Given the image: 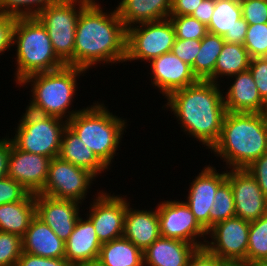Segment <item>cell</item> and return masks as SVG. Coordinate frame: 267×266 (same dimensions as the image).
I'll return each mask as SVG.
<instances>
[{"mask_svg":"<svg viewBox=\"0 0 267 266\" xmlns=\"http://www.w3.org/2000/svg\"><path fill=\"white\" fill-rule=\"evenodd\" d=\"M223 97L219 84L198 80L169 94L165 106L173 111L184 132L211 149L220 137L226 113Z\"/></svg>","mask_w":267,"mask_h":266,"instance_id":"2","label":"cell"},{"mask_svg":"<svg viewBox=\"0 0 267 266\" xmlns=\"http://www.w3.org/2000/svg\"><path fill=\"white\" fill-rule=\"evenodd\" d=\"M123 237L130 240L140 250L147 249L160 237V227L157 208L137 210L130 207L127 202L124 220Z\"/></svg>","mask_w":267,"mask_h":266,"instance_id":"22","label":"cell"},{"mask_svg":"<svg viewBox=\"0 0 267 266\" xmlns=\"http://www.w3.org/2000/svg\"><path fill=\"white\" fill-rule=\"evenodd\" d=\"M233 76L235 80L223 97L226 111L265 113L267 103L261 98L249 69Z\"/></svg>","mask_w":267,"mask_h":266,"instance_id":"20","label":"cell"},{"mask_svg":"<svg viewBox=\"0 0 267 266\" xmlns=\"http://www.w3.org/2000/svg\"><path fill=\"white\" fill-rule=\"evenodd\" d=\"M228 168L246 169L267 153V114L226 111L218 141L211 151Z\"/></svg>","mask_w":267,"mask_h":266,"instance_id":"3","label":"cell"},{"mask_svg":"<svg viewBox=\"0 0 267 266\" xmlns=\"http://www.w3.org/2000/svg\"><path fill=\"white\" fill-rule=\"evenodd\" d=\"M22 252L20 235L0 231V266H16Z\"/></svg>","mask_w":267,"mask_h":266,"instance_id":"36","label":"cell"},{"mask_svg":"<svg viewBox=\"0 0 267 266\" xmlns=\"http://www.w3.org/2000/svg\"><path fill=\"white\" fill-rule=\"evenodd\" d=\"M243 45L251 59L267 57V23L249 24Z\"/></svg>","mask_w":267,"mask_h":266,"instance_id":"34","label":"cell"},{"mask_svg":"<svg viewBox=\"0 0 267 266\" xmlns=\"http://www.w3.org/2000/svg\"><path fill=\"white\" fill-rule=\"evenodd\" d=\"M17 44L16 74L19 85L27 76L65 66L57 57L46 28L36 17H17L13 45Z\"/></svg>","mask_w":267,"mask_h":266,"instance_id":"5","label":"cell"},{"mask_svg":"<svg viewBox=\"0 0 267 266\" xmlns=\"http://www.w3.org/2000/svg\"><path fill=\"white\" fill-rule=\"evenodd\" d=\"M248 25L242 17L240 0H215L207 31L223 37L225 42L243 45Z\"/></svg>","mask_w":267,"mask_h":266,"instance_id":"19","label":"cell"},{"mask_svg":"<svg viewBox=\"0 0 267 266\" xmlns=\"http://www.w3.org/2000/svg\"><path fill=\"white\" fill-rule=\"evenodd\" d=\"M250 61L244 45L225 42L214 68V83L219 84L218 78L221 76L234 78L233 75L248 70Z\"/></svg>","mask_w":267,"mask_h":266,"instance_id":"30","label":"cell"},{"mask_svg":"<svg viewBox=\"0 0 267 266\" xmlns=\"http://www.w3.org/2000/svg\"><path fill=\"white\" fill-rule=\"evenodd\" d=\"M171 7L172 0H121L116 9L128 29L133 24L168 19Z\"/></svg>","mask_w":267,"mask_h":266,"instance_id":"25","label":"cell"},{"mask_svg":"<svg viewBox=\"0 0 267 266\" xmlns=\"http://www.w3.org/2000/svg\"><path fill=\"white\" fill-rule=\"evenodd\" d=\"M86 70L65 65L62 68L27 76L19 85L31 83L32 98L27 109L35 113L69 121L80 110H69L73 102L77 79ZM82 73V74H81ZM73 98V99H72ZM66 113H68L66 115ZM67 119V120H66Z\"/></svg>","mask_w":267,"mask_h":266,"instance_id":"4","label":"cell"},{"mask_svg":"<svg viewBox=\"0 0 267 266\" xmlns=\"http://www.w3.org/2000/svg\"><path fill=\"white\" fill-rule=\"evenodd\" d=\"M58 156L75 166L90 171L96 177H98L97 175L101 172H104L105 169H108L95 153L89 149L68 126L63 132Z\"/></svg>","mask_w":267,"mask_h":266,"instance_id":"26","label":"cell"},{"mask_svg":"<svg viewBox=\"0 0 267 266\" xmlns=\"http://www.w3.org/2000/svg\"><path fill=\"white\" fill-rule=\"evenodd\" d=\"M16 266H72L66 258H44L22 252Z\"/></svg>","mask_w":267,"mask_h":266,"instance_id":"42","label":"cell"},{"mask_svg":"<svg viewBox=\"0 0 267 266\" xmlns=\"http://www.w3.org/2000/svg\"><path fill=\"white\" fill-rule=\"evenodd\" d=\"M230 261L218 258L205 248L198 249L189 259L187 266H227Z\"/></svg>","mask_w":267,"mask_h":266,"instance_id":"44","label":"cell"},{"mask_svg":"<svg viewBox=\"0 0 267 266\" xmlns=\"http://www.w3.org/2000/svg\"><path fill=\"white\" fill-rule=\"evenodd\" d=\"M176 38L201 40L207 33V26L191 15L170 16Z\"/></svg>","mask_w":267,"mask_h":266,"instance_id":"35","label":"cell"},{"mask_svg":"<svg viewBox=\"0 0 267 266\" xmlns=\"http://www.w3.org/2000/svg\"><path fill=\"white\" fill-rule=\"evenodd\" d=\"M227 266H249L246 262H230Z\"/></svg>","mask_w":267,"mask_h":266,"instance_id":"50","label":"cell"},{"mask_svg":"<svg viewBox=\"0 0 267 266\" xmlns=\"http://www.w3.org/2000/svg\"><path fill=\"white\" fill-rule=\"evenodd\" d=\"M101 245L92 221L88 217L83 220L80 216L73 232L65 242L64 258L72 266L97 260Z\"/></svg>","mask_w":267,"mask_h":266,"instance_id":"21","label":"cell"},{"mask_svg":"<svg viewBox=\"0 0 267 266\" xmlns=\"http://www.w3.org/2000/svg\"><path fill=\"white\" fill-rule=\"evenodd\" d=\"M28 192L19 182L10 177L0 179V205L24 200Z\"/></svg>","mask_w":267,"mask_h":266,"instance_id":"38","label":"cell"},{"mask_svg":"<svg viewBox=\"0 0 267 266\" xmlns=\"http://www.w3.org/2000/svg\"><path fill=\"white\" fill-rule=\"evenodd\" d=\"M36 216L35 194L30 193L24 200L0 205V231L18 234L26 233Z\"/></svg>","mask_w":267,"mask_h":266,"instance_id":"27","label":"cell"},{"mask_svg":"<svg viewBox=\"0 0 267 266\" xmlns=\"http://www.w3.org/2000/svg\"><path fill=\"white\" fill-rule=\"evenodd\" d=\"M51 158L18 149L11 140L8 177L19 182L28 192L40 193L47 180Z\"/></svg>","mask_w":267,"mask_h":266,"instance_id":"15","label":"cell"},{"mask_svg":"<svg viewBox=\"0 0 267 266\" xmlns=\"http://www.w3.org/2000/svg\"><path fill=\"white\" fill-rule=\"evenodd\" d=\"M89 1L58 0L35 16L46 28L57 57L65 65L73 66L76 25L81 9Z\"/></svg>","mask_w":267,"mask_h":266,"instance_id":"8","label":"cell"},{"mask_svg":"<svg viewBox=\"0 0 267 266\" xmlns=\"http://www.w3.org/2000/svg\"><path fill=\"white\" fill-rule=\"evenodd\" d=\"M11 154V139H0V179L8 177L9 158Z\"/></svg>","mask_w":267,"mask_h":266,"instance_id":"47","label":"cell"},{"mask_svg":"<svg viewBox=\"0 0 267 266\" xmlns=\"http://www.w3.org/2000/svg\"><path fill=\"white\" fill-rule=\"evenodd\" d=\"M36 215L66 242L79 219V202L35 194ZM79 214V215H78Z\"/></svg>","mask_w":267,"mask_h":266,"instance_id":"16","label":"cell"},{"mask_svg":"<svg viewBox=\"0 0 267 266\" xmlns=\"http://www.w3.org/2000/svg\"><path fill=\"white\" fill-rule=\"evenodd\" d=\"M255 261H267V214L250 222L247 263Z\"/></svg>","mask_w":267,"mask_h":266,"instance_id":"31","label":"cell"},{"mask_svg":"<svg viewBox=\"0 0 267 266\" xmlns=\"http://www.w3.org/2000/svg\"><path fill=\"white\" fill-rule=\"evenodd\" d=\"M153 86L161 90L165 98L172 92L195 84L198 79L191 66L183 62L172 52L162 54L150 62ZM153 75V76H152Z\"/></svg>","mask_w":267,"mask_h":266,"instance_id":"17","label":"cell"},{"mask_svg":"<svg viewBox=\"0 0 267 266\" xmlns=\"http://www.w3.org/2000/svg\"><path fill=\"white\" fill-rule=\"evenodd\" d=\"M224 43L223 37L209 32L201 39L200 50L191 66L198 80L214 82V68Z\"/></svg>","mask_w":267,"mask_h":266,"instance_id":"29","label":"cell"},{"mask_svg":"<svg viewBox=\"0 0 267 266\" xmlns=\"http://www.w3.org/2000/svg\"><path fill=\"white\" fill-rule=\"evenodd\" d=\"M199 248L186 241L159 237L143 251L145 266H187Z\"/></svg>","mask_w":267,"mask_h":266,"instance_id":"24","label":"cell"},{"mask_svg":"<svg viewBox=\"0 0 267 266\" xmlns=\"http://www.w3.org/2000/svg\"><path fill=\"white\" fill-rule=\"evenodd\" d=\"M215 0H203L200 2L199 7L195 9V11L191 14L193 18H196L199 22L208 26L212 14L214 12Z\"/></svg>","mask_w":267,"mask_h":266,"instance_id":"46","label":"cell"},{"mask_svg":"<svg viewBox=\"0 0 267 266\" xmlns=\"http://www.w3.org/2000/svg\"><path fill=\"white\" fill-rule=\"evenodd\" d=\"M126 40L127 29L117 9L107 14L95 0H90L77 21L73 66L87 70L99 62H125Z\"/></svg>","mask_w":267,"mask_h":266,"instance_id":"1","label":"cell"},{"mask_svg":"<svg viewBox=\"0 0 267 266\" xmlns=\"http://www.w3.org/2000/svg\"><path fill=\"white\" fill-rule=\"evenodd\" d=\"M95 177L90 171L57 156L50 161L47 180L39 194L81 204Z\"/></svg>","mask_w":267,"mask_h":266,"instance_id":"10","label":"cell"},{"mask_svg":"<svg viewBox=\"0 0 267 266\" xmlns=\"http://www.w3.org/2000/svg\"><path fill=\"white\" fill-rule=\"evenodd\" d=\"M16 16L0 13V55L13 46Z\"/></svg>","mask_w":267,"mask_h":266,"instance_id":"41","label":"cell"},{"mask_svg":"<svg viewBox=\"0 0 267 266\" xmlns=\"http://www.w3.org/2000/svg\"><path fill=\"white\" fill-rule=\"evenodd\" d=\"M200 47L201 40L176 38L171 52L183 62L187 63L189 66H192Z\"/></svg>","mask_w":267,"mask_h":266,"instance_id":"39","label":"cell"},{"mask_svg":"<svg viewBox=\"0 0 267 266\" xmlns=\"http://www.w3.org/2000/svg\"><path fill=\"white\" fill-rule=\"evenodd\" d=\"M195 178L189 187L190 191L185 203L198 223L208 231L214 196L218 187L226 180V171L218 173L214 167L208 165Z\"/></svg>","mask_w":267,"mask_h":266,"instance_id":"18","label":"cell"},{"mask_svg":"<svg viewBox=\"0 0 267 266\" xmlns=\"http://www.w3.org/2000/svg\"><path fill=\"white\" fill-rule=\"evenodd\" d=\"M233 195L236 217L254 221L267 214V197L247 169L226 170Z\"/></svg>","mask_w":267,"mask_h":266,"instance_id":"14","label":"cell"},{"mask_svg":"<svg viewBox=\"0 0 267 266\" xmlns=\"http://www.w3.org/2000/svg\"><path fill=\"white\" fill-rule=\"evenodd\" d=\"M234 195L229 181L226 179L217 189L214 203L209 214V229L215 224L235 217Z\"/></svg>","mask_w":267,"mask_h":266,"instance_id":"32","label":"cell"},{"mask_svg":"<svg viewBox=\"0 0 267 266\" xmlns=\"http://www.w3.org/2000/svg\"><path fill=\"white\" fill-rule=\"evenodd\" d=\"M240 5L248 24L267 23V0H240Z\"/></svg>","mask_w":267,"mask_h":266,"instance_id":"37","label":"cell"},{"mask_svg":"<svg viewBox=\"0 0 267 266\" xmlns=\"http://www.w3.org/2000/svg\"><path fill=\"white\" fill-rule=\"evenodd\" d=\"M246 169L255 178L262 192L267 197V153L256 159Z\"/></svg>","mask_w":267,"mask_h":266,"instance_id":"43","label":"cell"},{"mask_svg":"<svg viewBox=\"0 0 267 266\" xmlns=\"http://www.w3.org/2000/svg\"><path fill=\"white\" fill-rule=\"evenodd\" d=\"M57 1L58 0H0V13L16 17H35L48 5Z\"/></svg>","mask_w":267,"mask_h":266,"instance_id":"33","label":"cell"},{"mask_svg":"<svg viewBox=\"0 0 267 266\" xmlns=\"http://www.w3.org/2000/svg\"><path fill=\"white\" fill-rule=\"evenodd\" d=\"M249 71L254 78L261 98L267 103V57L251 59Z\"/></svg>","mask_w":267,"mask_h":266,"instance_id":"40","label":"cell"},{"mask_svg":"<svg viewBox=\"0 0 267 266\" xmlns=\"http://www.w3.org/2000/svg\"><path fill=\"white\" fill-rule=\"evenodd\" d=\"M175 39V30L169 18L133 25L127 29L125 61L141 59L149 63L171 52Z\"/></svg>","mask_w":267,"mask_h":266,"instance_id":"9","label":"cell"},{"mask_svg":"<svg viewBox=\"0 0 267 266\" xmlns=\"http://www.w3.org/2000/svg\"><path fill=\"white\" fill-rule=\"evenodd\" d=\"M35 113L26 108L12 143L20 150L54 158L59 155L67 121Z\"/></svg>","mask_w":267,"mask_h":266,"instance_id":"7","label":"cell"},{"mask_svg":"<svg viewBox=\"0 0 267 266\" xmlns=\"http://www.w3.org/2000/svg\"><path fill=\"white\" fill-rule=\"evenodd\" d=\"M80 109L67 126L108 167L116 155L127 120L113 115L103 104Z\"/></svg>","mask_w":267,"mask_h":266,"instance_id":"6","label":"cell"},{"mask_svg":"<svg viewBox=\"0 0 267 266\" xmlns=\"http://www.w3.org/2000/svg\"><path fill=\"white\" fill-rule=\"evenodd\" d=\"M203 0H172L170 16L191 15Z\"/></svg>","mask_w":267,"mask_h":266,"instance_id":"45","label":"cell"},{"mask_svg":"<svg viewBox=\"0 0 267 266\" xmlns=\"http://www.w3.org/2000/svg\"><path fill=\"white\" fill-rule=\"evenodd\" d=\"M73 266H104L99 259L97 260H92V261H87L84 263H80L77 265H73Z\"/></svg>","mask_w":267,"mask_h":266,"instance_id":"48","label":"cell"},{"mask_svg":"<svg viewBox=\"0 0 267 266\" xmlns=\"http://www.w3.org/2000/svg\"><path fill=\"white\" fill-rule=\"evenodd\" d=\"M249 227V221L236 216L219 222L207 231L212 241L204 248L223 260L247 263Z\"/></svg>","mask_w":267,"mask_h":266,"instance_id":"11","label":"cell"},{"mask_svg":"<svg viewBox=\"0 0 267 266\" xmlns=\"http://www.w3.org/2000/svg\"><path fill=\"white\" fill-rule=\"evenodd\" d=\"M161 203L157 206L160 236L186 241L199 249L204 248L207 231L195 219L189 206L183 201L175 200ZM198 237H203L204 241H197Z\"/></svg>","mask_w":267,"mask_h":266,"instance_id":"12","label":"cell"},{"mask_svg":"<svg viewBox=\"0 0 267 266\" xmlns=\"http://www.w3.org/2000/svg\"><path fill=\"white\" fill-rule=\"evenodd\" d=\"M248 264L249 266H267V261H255Z\"/></svg>","mask_w":267,"mask_h":266,"instance_id":"49","label":"cell"},{"mask_svg":"<svg viewBox=\"0 0 267 266\" xmlns=\"http://www.w3.org/2000/svg\"><path fill=\"white\" fill-rule=\"evenodd\" d=\"M98 259L104 266H144L143 251L123 236L103 243Z\"/></svg>","mask_w":267,"mask_h":266,"instance_id":"28","label":"cell"},{"mask_svg":"<svg viewBox=\"0 0 267 266\" xmlns=\"http://www.w3.org/2000/svg\"><path fill=\"white\" fill-rule=\"evenodd\" d=\"M22 250L44 258H64L65 242L36 215L22 236Z\"/></svg>","mask_w":267,"mask_h":266,"instance_id":"23","label":"cell"},{"mask_svg":"<svg viewBox=\"0 0 267 266\" xmlns=\"http://www.w3.org/2000/svg\"><path fill=\"white\" fill-rule=\"evenodd\" d=\"M108 194L99 192L92 202L93 205H90L87 215L102 244L123 236L127 208L126 198Z\"/></svg>","mask_w":267,"mask_h":266,"instance_id":"13","label":"cell"}]
</instances>
